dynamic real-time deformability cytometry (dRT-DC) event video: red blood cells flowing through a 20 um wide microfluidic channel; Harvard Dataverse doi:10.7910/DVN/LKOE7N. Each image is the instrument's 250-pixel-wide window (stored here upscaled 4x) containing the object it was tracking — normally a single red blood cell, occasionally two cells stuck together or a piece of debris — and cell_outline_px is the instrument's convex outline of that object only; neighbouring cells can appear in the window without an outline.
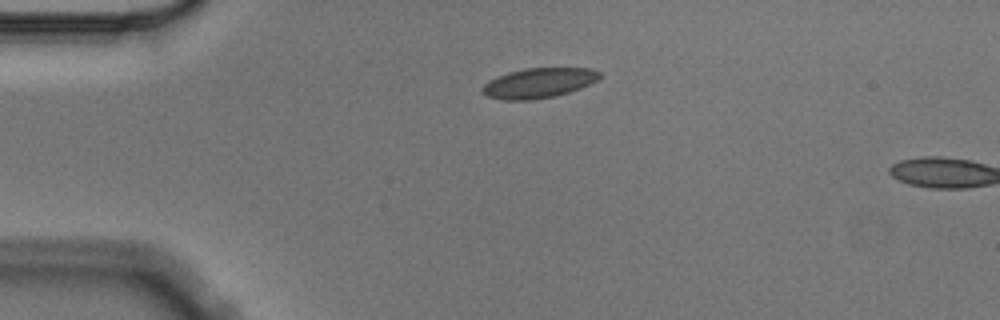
{"species": "Egyptian fruit bat (a non-hibernating species)", "species_latin": "Rousettus aegyptiacus", "temperature_condition": "cold", "stored_images_in_passage": 2, "camera_frame_rate_fps": 3000, "um_per_image_px": 0.085, "animal": {"sex": "male"}, "frame": {"image": 1, "passage_image": 1, "time_ms": 0.0, "image_size_px": [1000, 320], "cell_outline_px": [[604, 76], [580, 88], [556, 96], [532, 100], [504, 100], [488, 96], [480, 92], [480, 88], [488, 80], [508, 72], [524, 68], [592, 68], [604, 72]], "centroid_in_image_um": [45.8, 7.04], "position_along_channel_um": 39.2, "area_um2": 20.75}}